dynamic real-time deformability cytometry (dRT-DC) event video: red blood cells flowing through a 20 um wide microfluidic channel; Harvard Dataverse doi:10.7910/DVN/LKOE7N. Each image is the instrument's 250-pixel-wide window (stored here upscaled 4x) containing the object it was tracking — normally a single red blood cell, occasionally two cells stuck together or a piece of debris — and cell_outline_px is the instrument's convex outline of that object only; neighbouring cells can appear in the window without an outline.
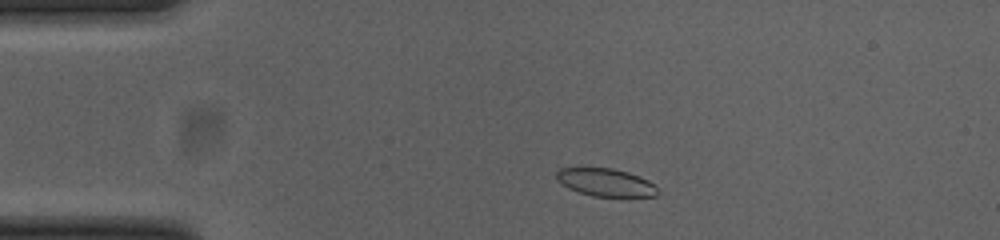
{"species": "common noctule bat (a hibernating species)", "species_latin": "Nyctalus noctula", "temperature_condition": "cold", "stored_images_in_passage": 46, "camera_frame_rate_fps": 3000, "um_per_image_px": 0.085, "animal": {"sex": "female", "body_mass_g": 23.0, "forearm_length_mm": 53.4}, "frame": {"image": 1, "passage_image": 4, "time_ms": 1.0, "image_size_px": [1000, 240], "cell_outline_px": [[660, 192], [656, 196], [628, 200], [592, 196], [568, 188], [556, 180], [556, 172], [560, 168], [612, 168], [628, 172], [648, 180]], "centroid_in_image_um": [51.55, 15.57], "position_along_channel_um": 33.4, "area_um2": 17.17}}
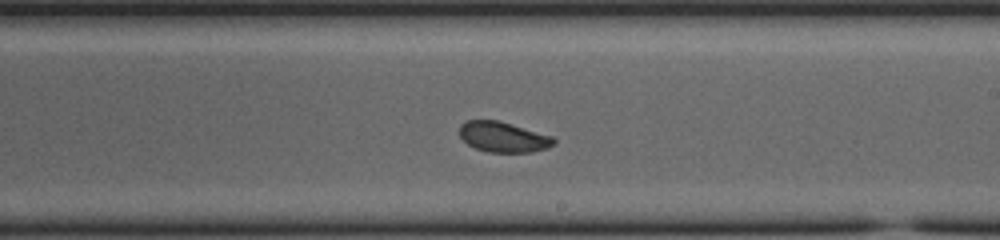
{"frame": {"image": 2, "passage_image": 24, "time_ms": 7.667, "image_size_px": [1000, 240], "cell_outline_px": [[556, 144], [548, 148], [532, 152], [488, 152], [476, 148], [468, 144], [460, 136], [460, 124], [468, 120], [500, 120], [552, 136], [556, 140]], "centroid_in_image_um": [42.8, 11.64], "position_along_channel_um": 246.2, "area_um2": 16.76}}
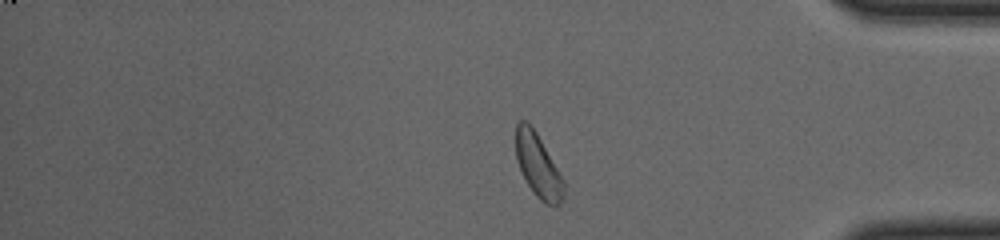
{"frame": {"image": 3, "passage_image": 37, "time_ms": 12.0, "image_size_px": [1000, 240], "cell_outline_px": [[564, 196], [560, 204], [556, 208], [544, 204], [532, 192], [516, 160], [516, 124], [520, 120], [528, 120], [536, 132], [564, 180]], "centroid_in_image_um": [45.74, 14.11], "position_along_channel_um": 389.5, "area_um2": 17.8}, "authors_computed_cell_mechanics": {"area_um2": 17.4267, "velocity_mm_per_s": 3.8388, "shape_relaxation_time_tau1_ms": 1.9687, "shape_relaxation_time_tau2_ms": null, "deformation_change_tau1": 0.0654, "deformation_change_tau2": null}}